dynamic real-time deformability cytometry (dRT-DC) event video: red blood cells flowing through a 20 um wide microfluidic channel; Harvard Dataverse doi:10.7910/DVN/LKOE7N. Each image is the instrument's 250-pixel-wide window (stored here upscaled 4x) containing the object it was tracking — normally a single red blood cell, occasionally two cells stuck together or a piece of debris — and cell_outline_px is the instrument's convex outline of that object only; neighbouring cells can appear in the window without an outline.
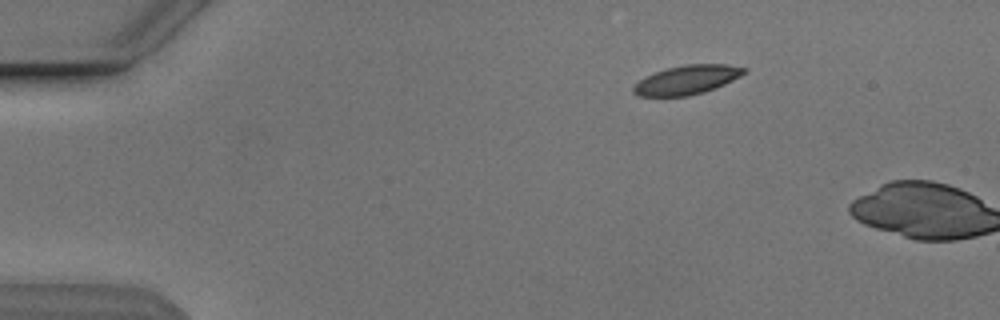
{"species": "Egyptian fruit bat (a non-hibernating species)", "species_latin": "Rousettus aegyptiacus", "temperature_condition": "cold", "stored_images_in_passage": 3, "camera_frame_rate_fps": 3000, "um_per_image_px": 0.085, "animal": {"sex": "male"}, "frame": {"image": 1, "passage_image": 1, "time_ms": 0.0, "image_size_px": [1000, 320], "cell_outline_px": [[748, 68], [740, 76], [716, 88], [704, 92], [688, 96], [636, 96], [632, 92], [632, 88], [644, 76], [668, 68], [684, 64], [724, 64]], "centroid_in_image_um": [58.37, 6.79], "position_along_channel_um": 26.6, "area_um2": 18.67}}